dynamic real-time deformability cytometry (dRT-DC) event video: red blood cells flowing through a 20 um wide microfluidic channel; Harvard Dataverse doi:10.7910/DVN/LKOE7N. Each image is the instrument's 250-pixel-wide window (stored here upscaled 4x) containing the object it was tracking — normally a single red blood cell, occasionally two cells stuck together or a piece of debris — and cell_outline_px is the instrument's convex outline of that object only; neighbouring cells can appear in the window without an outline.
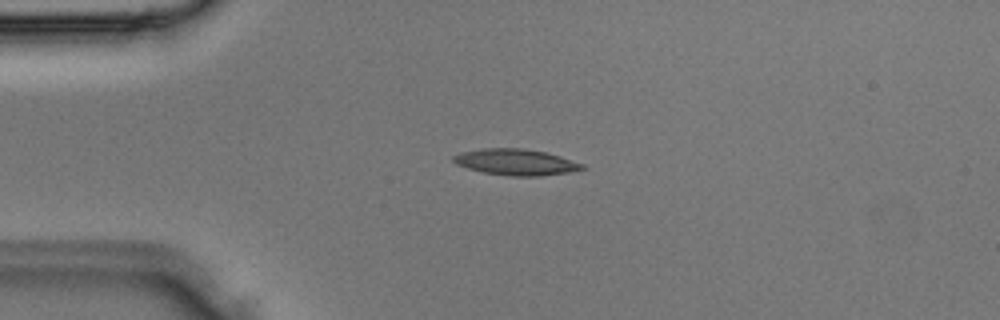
{"species": "Egyptian fruit bat (a non-hibernating species)", "species_latin": "Rousettus aegyptiacus", "temperature_condition": "room temperature", "stored_images_in_passage": 1, "camera_frame_rate_fps": 3000, "um_per_image_px": 0.085, "animal": {"sex": "male"}, "frame": {"image": 1, "passage_image": 1, "time_ms": 0.0, "image_size_px": [1000, 320], "cell_outline_px": [[584, 168], [568, 172], [540, 176], [512, 176], [484, 172], [468, 168], [456, 164], [452, 160], [452, 156], [460, 152], [484, 148], [520, 148], [544, 152], [560, 156], [584, 164]], "centroid_in_image_um": [43.81, 13.77], "position_along_channel_um": 41.2, "area_um2": 19.42}}